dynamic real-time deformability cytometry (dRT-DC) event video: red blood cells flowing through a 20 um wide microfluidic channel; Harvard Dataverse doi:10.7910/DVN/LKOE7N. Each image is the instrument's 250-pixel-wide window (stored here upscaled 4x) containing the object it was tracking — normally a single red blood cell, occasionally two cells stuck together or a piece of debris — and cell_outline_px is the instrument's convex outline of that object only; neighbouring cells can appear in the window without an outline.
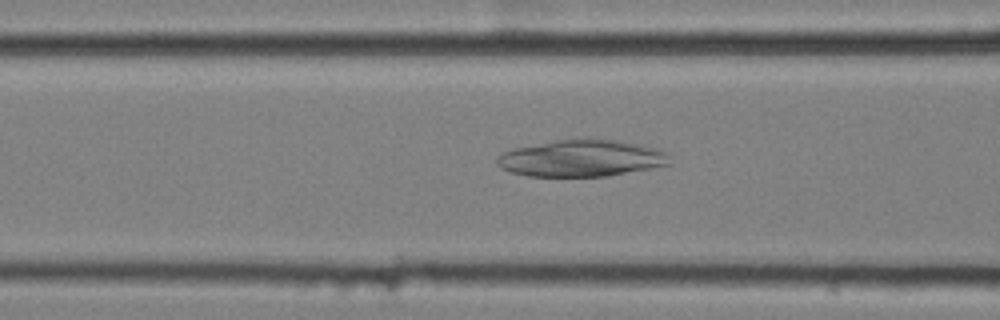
{"species": "common noctule bat (a hibernating species)", "species_latin": "Nyctalus noctula", "temperature_condition": "cold", "stored_images_in_passage": 40, "camera_frame_rate_fps": 3000, "um_per_image_px": 0.085, "animal": {"sex": "female", "body_mass_g": 25.1}, "frame": {"image": 1, "passage_image": 6, "time_ms": 1.667, "image_size_px": [1000, 320], "cell_outline_px": [[672, 164], [608, 176], [528, 176], [512, 172], [500, 168], [496, 164], [496, 156], [512, 148], [576, 136], [580, 136], [620, 140], [660, 148], [668, 152]], "centroid_in_image_um": [49.45, 13.41], "position_along_channel_um": 117.1, "area_um2": 38.09}}
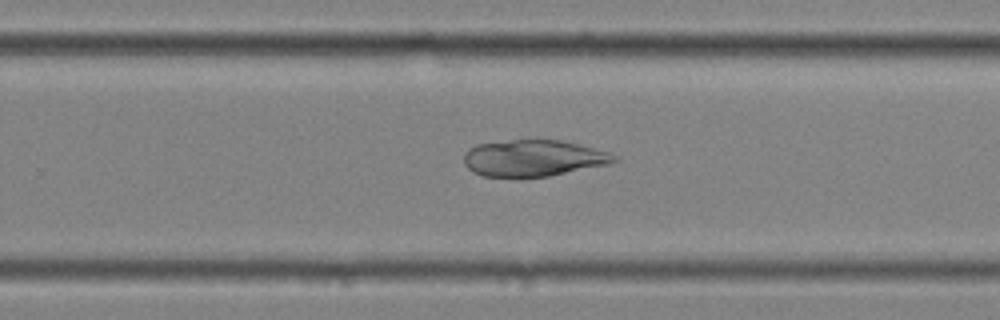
{"frame": {"image": 2, "passage_image": 20, "time_ms": 6.333, "image_size_px": [1000, 320], "cell_outline_px": [[620, 160], [608, 164], [548, 176], [484, 176], [472, 172], [464, 164], [464, 152], [468, 148], [476, 144], [512, 140], [564, 140], [612, 152]], "centroid_in_image_um": [45.36, 13.42], "position_along_channel_um": 284.4, "area_um2": 31.96}}
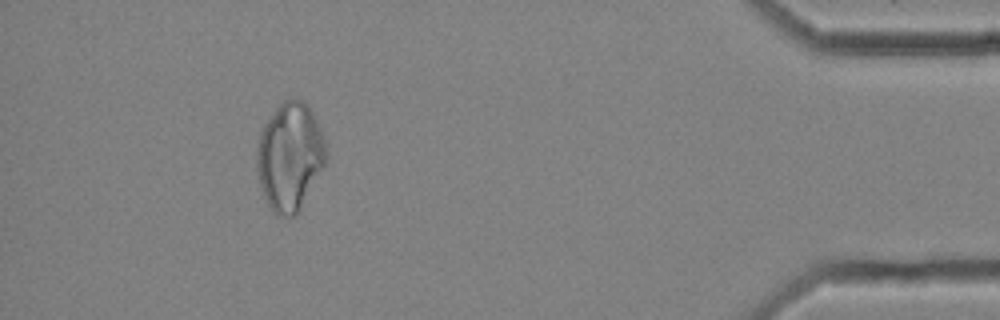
{"frame": {"image": 3, "passage_image": 35, "time_ms": 11.333, "image_size_px": [1000, 320], "cell_outline_px": [[328, 156], [324, 164], [296, 216], [276, 216], [272, 212], [264, 196], [260, 184], [256, 168], [256, 144], [260, 132], [264, 124], [276, 108], [284, 100], [304, 100], [312, 112], [324, 136]], "centroid_in_image_um": [24.62, 13.31], "position_along_channel_um": 410.6, "area_um2": 43.52}}